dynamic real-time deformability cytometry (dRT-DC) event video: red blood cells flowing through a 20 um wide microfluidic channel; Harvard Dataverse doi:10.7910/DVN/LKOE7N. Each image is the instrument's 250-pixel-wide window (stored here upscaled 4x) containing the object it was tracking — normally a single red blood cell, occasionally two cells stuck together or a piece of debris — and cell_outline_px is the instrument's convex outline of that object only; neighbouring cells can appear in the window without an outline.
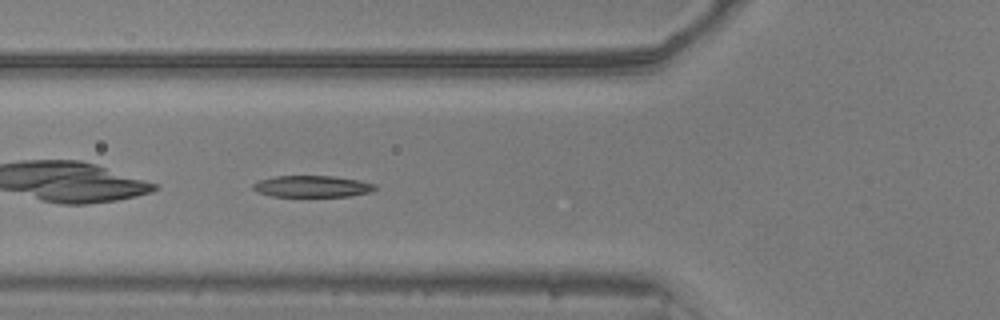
{"species": "common noctule bat (a hibernating species)", "species_latin": "Nyctalus noctula", "temperature_condition": "warm", "stored_images_in_passage": 28, "camera_frame_rate_fps": 3000, "um_per_image_px": 0.085, "animal": {"sex": "male", "body_mass_g": 20.5, "forearm_length_mm": 52.5}, "frame": {"image": 1, "passage_image": 3, "time_ms": 0.667, "image_size_px": [1000, 320], "cell_outline_px": [[376, 188], [372, 192], [348, 196], [272, 196], [256, 192], [252, 188], [252, 184], [260, 180], [276, 176], [332, 176], [360, 180], [376, 184]], "centroid_in_image_um": [26.54, 15.84], "position_along_channel_um": 99.3, "area_um2": 15.32}}
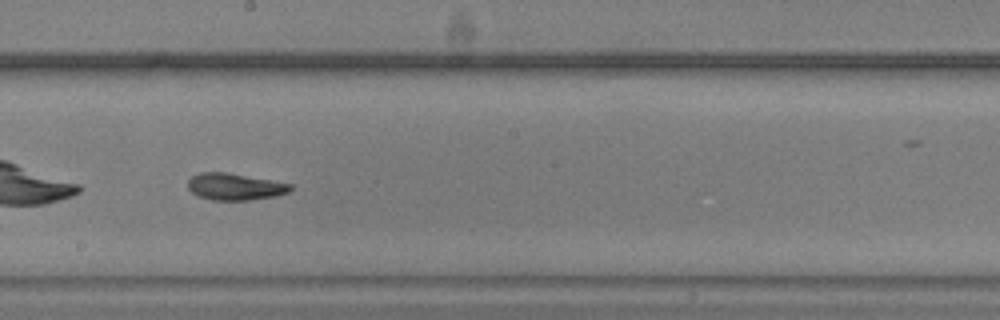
{"frame": {"image": 2, "passage_image": 13, "time_ms": 4.0, "image_size_px": [1000, 320], "cell_outline_px": [[292, 188], [288, 192], [276, 196], [248, 200], [212, 200], [200, 196], [192, 192], [188, 188], [188, 180], [192, 176], [200, 172], [228, 172], [292, 184]], "centroid_in_image_um": [19.96, 15.86], "position_along_channel_um": 228.2, "area_um2": 15.95}}
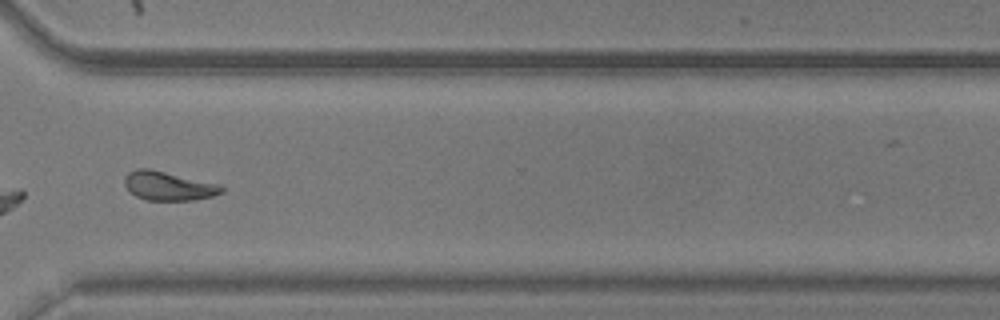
{"frame": {"image": 3, "passage_image": 23, "time_ms": 7.333, "image_size_px": [1000, 320], "cell_outline_px": [[224, 192], [212, 196], [192, 200], [148, 200], [136, 196], [128, 192], [124, 184], [124, 176], [128, 172], [136, 168], [148, 168], [220, 184], [224, 188]], "centroid_in_image_um": [14.28, 15.8], "position_along_channel_um": 356.3, "area_um2": 16.47}}